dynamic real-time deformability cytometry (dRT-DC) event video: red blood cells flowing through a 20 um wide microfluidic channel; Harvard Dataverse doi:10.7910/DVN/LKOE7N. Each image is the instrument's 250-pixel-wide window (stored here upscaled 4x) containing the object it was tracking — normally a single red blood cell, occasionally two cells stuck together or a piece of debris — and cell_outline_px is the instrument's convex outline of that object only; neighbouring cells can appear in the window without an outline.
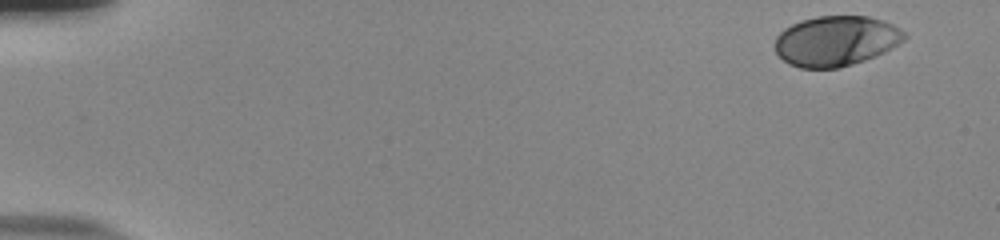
{"species": "human", "species_latin": "Homo sapiens", "temperature_condition": "room temperature", "stored_images_in_passage": 52, "camera_frame_rate_fps": 3000, "um_per_image_px": 0.085, "donor": {"sex": "male"}, "frame": {"image": 1, "passage_image": 1, "time_ms": 0.0, "image_size_px": [1000, 240], "cell_outline_px": [[908, 36], [904, 40], [892, 48], [876, 56], [852, 64], [836, 68], [800, 68], [788, 64], [776, 52], [776, 36], [784, 28], [800, 20], [816, 16], [868, 16], [884, 20], [908, 32]], "centroid_in_image_um": [71.09, 3.47], "position_along_channel_um": 13.9, "area_um2": 38.09}}
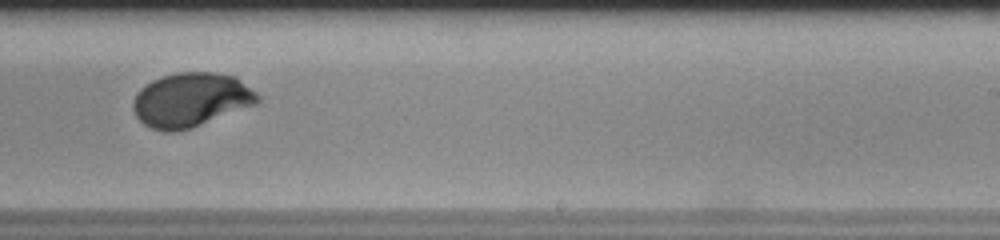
{"frame": {"image": 2, "passage_image": 33, "time_ms": 10.667, "image_size_px": [1000, 240], "cell_outline_px": [[260, 100], [256, 104], [192, 128], [172, 132], [164, 132], [152, 128], [144, 124], [136, 116], [132, 108], [132, 104], [136, 92], [140, 88], [152, 80], [176, 72], [216, 72], [236, 76], [256, 92], [260, 96]], "centroid_in_image_um": [16.22, 8.48], "position_along_channel_um": 272.8, "area_um2": 39.48}}
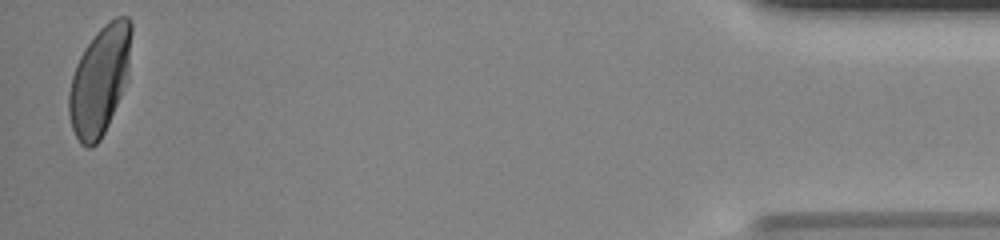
{"frame": {"image": 3, "passage_image": 51, "time_ms": 16.667, "image_size_px": [1000, 240], "cell_outline_px": [[132, 32], [128, 80], [108, 124], [100, 140], [92, 148], [88, 148], [80, 144], [72, 128], [68, 112], [68, 92], [72, 76], [76, 64], [84, 48], [96, 32], [108, 20], [116, 16], [128, 16], [132, 24]], "centroid_in_image_um": [8.48, 6.81], "position_along_channel_um": 426.7, "area_um2": 39.94}, "authors_computed_cell_mechanics": {"area_um2": 38.9572, "velocity_mm_per_s": 3.8474, "shape_relaxation_time_tau1_ms": 3.39, "shape_relaxation_time_tau2_ms": null, "deformation_change_tau1": 0.1838, "deformation_change_tau2": null}}